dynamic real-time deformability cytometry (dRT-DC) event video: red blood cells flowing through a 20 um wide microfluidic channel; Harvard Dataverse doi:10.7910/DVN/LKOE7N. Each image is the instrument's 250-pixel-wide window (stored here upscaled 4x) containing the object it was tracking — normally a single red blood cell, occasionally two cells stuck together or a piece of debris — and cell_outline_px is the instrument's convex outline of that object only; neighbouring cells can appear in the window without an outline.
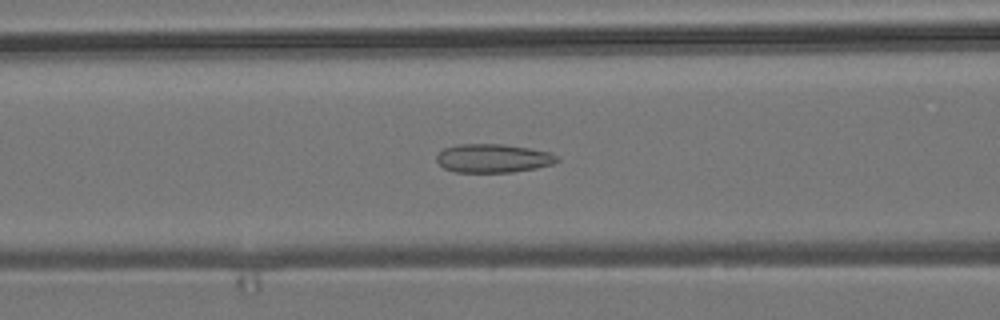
{"species": "common noctule bat (a hibernating species)", "species_latin": "Nyctalus noctula", "temperature_condition": "room temperature", "stored_images_in_passage": 54, "camera_frame_rate_fps": 3000, "um_per_image_px": 0.085, "animal": {"sex": "male", "body_mass_g": 19.2, "forearm_length_mm": 51.8}, "frame": {"image": 1, "passage_image": 22, "time_ms": 7.0, "image_size_px": [1000, 320], "cell_outline_px": [[560, 160], [552, 164], [536, 168], [512, 172], [456, 172], [444, 168], [436, 160], [436, 156], [444, 148], [456, 144], [504, 144], [532, 148], [552, 152], [560, 156]], "centroid_in_image_um": [41.96, 13.44], "position_along_channel_um": 124.6, "area_um2": 20.35}}
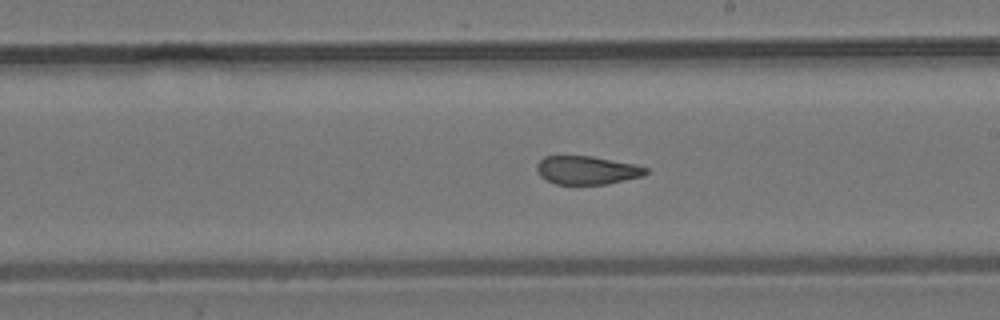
{"frame": {"image": 2, "passage_image": 31, "time_ms": 10.0, "image_size_px": [1000, 320], "cell_outline_px": [[648, 172], [644, 176], [608, 184], [556, 184], [540, 176], [536, 168], [536, 164], [544, 156], [592, 156], [636, 164], [648, 168]], "centroid_in_image_um": [49.92, 14.46], "position_along_channel_um": 239.1, "area_um2": 18.15}}
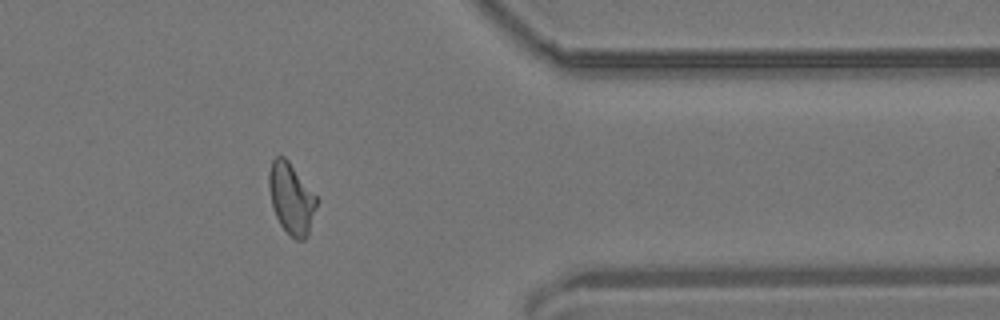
{"frame": {"image": 3, "passage_image": 44, "time_ms": 14.333, "image_size_px": [1000, 320], "cell_outline_px": [[316, 204], [308, 236], [304, 240], [296, 240], [280, 224], [272, 208], [268, 188], [268, 172], [272, 160], [276, 156], [284, 156], [288, 160], [316, 196]], "centroid_in_image_um": [24.72, 16.85], "position_along_channel_um": 386.7, "area_um2": 19.54}, "authors_computed_cell_mechanics": {"area_um2": 19.8832, "velocity_mm_per_s": 3.8121, "shape_relaxation_time_tau1_ms": null, "shape_relaxation_time_tau2_ms": 1.517, "deformation_change_tau1": null, "deformation_change_tau2": 0.0847}}